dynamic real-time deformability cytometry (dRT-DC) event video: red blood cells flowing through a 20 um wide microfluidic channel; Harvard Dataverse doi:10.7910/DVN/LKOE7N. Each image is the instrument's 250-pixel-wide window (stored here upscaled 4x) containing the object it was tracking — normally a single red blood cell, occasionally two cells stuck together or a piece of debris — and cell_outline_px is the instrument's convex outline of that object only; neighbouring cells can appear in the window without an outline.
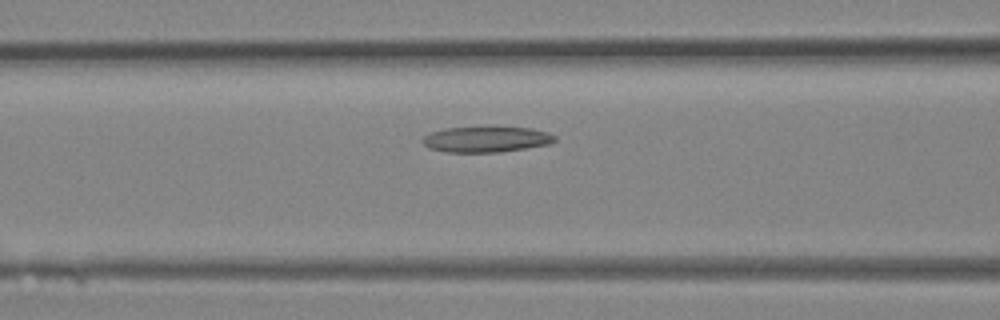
{"species": "Egyptian fruit bat (a non-hibernating species)", "species_latin": "Rousettus aegyptiacus", "temperature_condition": "room temperature", "stored_images_in_passage": 32, "camera_frame_rate_fps": 3000, "um_per_image_px": 0.085, "animal": {"sex": "female"}, "frame": {"image": 1, "passage_image": 12, "time_ms": 3.667, "image_size_px": [1000, 320], "cell_outline_px": [[556, 140], [548, 144], [500, 152], [444, 152], [428, 148], [420, 140], [424, 136], [432, 132], [444, 128], [532, 128], [548, 132], [556, 136]], "centroid_in_image_um": [41.3, 11.85], "position_along_channel_um": 125.3, "area_um2": 19.54}}
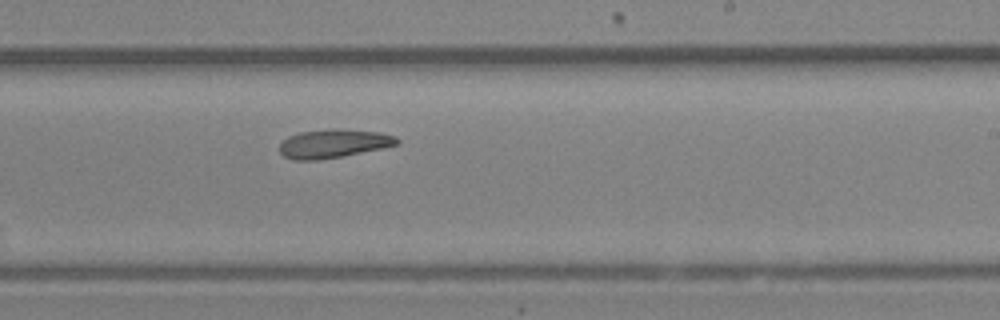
{"frame": {"image": 2, "passage_image": 19, "time_ms": 6.0, "image_size_px": [1000, 320], "cell_outline_px": [[400, 144], [320, 160], [292, 160], [284, 156], [280, 152], [280, 144], [288, 136], [300, 132], [380, 132], [396, 136], [400, 140]], "centroid_in_image_um": [28.32, 12.26], "position_along_channel_um": 260.7, "area_um2": 18.32}}
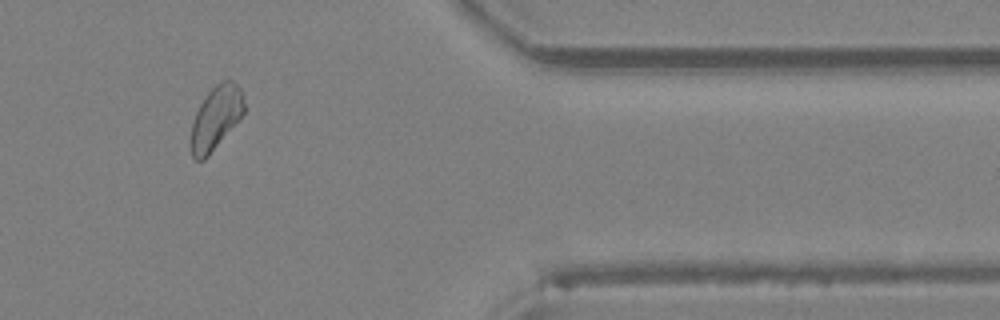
{"frame": {"image": 3, "passage_image": 27, "time_ms": 8.667, "image_size_px": [1000, 320], "cell_outline_px": [[244, 112], [208, 156], [204, 160], [196, 160], [192, 156], [192, 124], [196, 112], [200, 104], [208, 92], [220, 80], [232, 80], [240, 88], [244, 96]], "centroid_in_image_um": [18.36, 9.97], "position_along_channel_um": 393.0, "area_um2": 19.13}}